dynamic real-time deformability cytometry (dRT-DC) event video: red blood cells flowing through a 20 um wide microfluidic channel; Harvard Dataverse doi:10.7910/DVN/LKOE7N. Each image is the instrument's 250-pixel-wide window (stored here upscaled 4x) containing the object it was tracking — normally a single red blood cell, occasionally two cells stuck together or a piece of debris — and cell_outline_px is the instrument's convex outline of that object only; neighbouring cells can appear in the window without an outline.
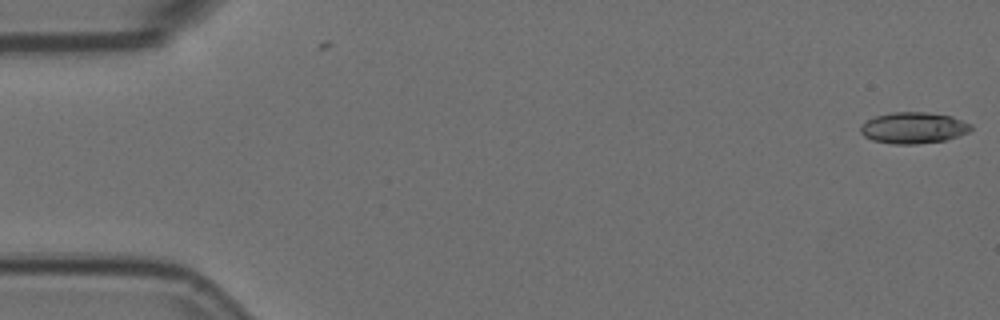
{"species": "Egyptian fruit bat (a non-hibernating species)", "species_latin": "Rousettus aegyptiacus", "temperature_condition": "room temperature", "stored_images_in_passage": 5, "camera_frame_rate_fps": 3000, "um_per_image_px": 0.085, "animal": {"sex": "female"}, "frame": {"image": 1, "passage_image": 1, "time_ms": 0.0, "image_size_px": [1000, 320], "cell_outline_px": [[972, 128], [968, 132], [960, 136], [944, 140], [916, 144], [892, 144], [872, 140], [864, 136], [860, 132], [860, 128], [868, 120], [876, 116], [892, 112], [924, 112], [952, 116], [972, 124]], "centroid_in_image_um": [77.67, 10.87], "position_along_channel_um": 7.3, "area_um2": 20.06}}